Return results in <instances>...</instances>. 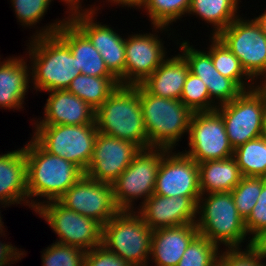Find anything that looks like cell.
Returning a JSON list of instances; mask_svg holds the SVG:
<instances>
[{
  "label": "cell",
  "mask_w": 266,
  "mask_h": 266,
  "mask_svg": "<svg viewBox=\"0 0 266 266\" xmlns=\"http://www.w3.org/2000/svg\"><path fill=\"white\" fill-rule=\"evenodd\" d=\"M67 20L56 21L33 35L29 48L32 83L35 90L53 91L67 89L80 74L70 48L55 34ZM34 38V39H33Z\"/></svg>",
  "instance_id": "1"
},
{
  "label": "cell",
  "mask_w": 266,
  "mask_h": 266,
  "mask_svg": "<svg viewBox=\"0 0 266 266\" xmlns=\"http://www.w3.org/2000/svg\"><path fill=\"white\" fill-rule=\"evenodd\" d=\"M99 133L148 148V136L140 105V84L119 85L95 111Z\"/></svg>",
  "instance_id": "2"
},
{
  "label": "cell",
  "mask_w": 266,
  "mask_h": 266,
  "mask_svg": "<svg viewBox=\"0 0 266 266\" xmlns=\"http://www.w3.org/2000/svg\"><path fill=\"white\" fill-rule=\"evenodd\" d=\"M28 198L58 200L84 172L75 164L45 151L33 138L24 147Z\"/></svg>",
  "instance_id": "3"
},
{
  "label": "cell",
  "mask_w": 266,
  "mask_h": 266,
  "mask_svg": "<svg viewBox=\"0 0 266 266\" xmlns=\"http://www.w3.org/2000/svg\"><path fill=\"white\" fill-rule=\"evenodd\" d=\"M140 105L148 148L171 150L189 132L193 112L180 100L154 96L140 85Z\"/></svg>",
  "instance_id": "4"
},
{
  "label": "cell",
  "mask_w": 266,
  "mask_h": 266,
  "mask_svg": "<svg viewBox=\"0 0 266 266\" xmlns=\"http://www.w3.org/2000/svg\"><path fill=\"white\" fill-rule=\"evenodd\" d=\"M205 195L206 197L201 194L197 203V214L200 213L201 216L196 219L195 224L199 234L217 246L223 243L226 249L241 247L239 245L244 242L248 233L231 192Z\"/></svg>",
  "instance_id": "5"
},
{
  "label": "cell",
  "mask_w": 266,
  "mask_h": 266,
  "mask_svg": "<svg viewBox=\"0 0 266 266\" xmlns=\"http://www.w3.org/2000/svg\"><path fill=\"white\" fill-rule=\"evenodd\" d=\"M136 214L135 211H120L105 223L102 226V246L131 266H148L152 230Z\"/></svg>",
  "instance_id": "6"
},
{
  "label": "cell",
  "mask_w": 266,
  "mask_h": 266,
  "mask_svg": "<svg viewBox=\"0 0 266 266\" xmlns=\"http://www.w3.org/2000/svg\"><path fill=\"white\" fill-rule=\"evenodd\" d=\"M35 128L32 138L45 151L66 159L85 173L98 135L96 124L35 125Z\"/></svg>",
  "instance_id": "7"
},
{
  "label": "cell",
  "mask_w": 266,
  "mask_h": 266,
  "mask_svg": "<svg viewBox=\"0 0 266 266\" xmlns=\"http://www.w3.org/2000/svg\"><path fill=\"white\" fill-rule=\"evenodd\" d=\"M31 200V207L58 235L56 243L89 251L102 245V225L95 219L66 208L58 200L38 202Z\"/></svg>",
  "instance_id": "8"
},
{
  "label": "cell",
  "mask_w": 266,
  "mask_h": 266,
  "mask_svg": "<svg viewBox=\"0 0 266 266\" xmlns=\"http://www.w3.org/2000/svg\"><path fill=\"white\" fill-rule=\"evenodd\" d=\"M164 148L140 149L130 165L112 183L114 200L121 211H133V201L143 199V204L153 195ZM144 197V198H143Z\"/></svg>",
  "instance_id": "9"
},
{
  "label": "cell",
  "mask_w": 266,
  "mask_h": 266,
  "mask_svg": "<svg viewBox=\"0 0 266 266\" xmlns=\"http://www.w3.org/2000/svg\"><path fill=\"white\" fill-rule=\"evenodd\" d=\"M223 118L227 137L233 149L262 134L266 111V92L256 87L242 91L229 103L215 109Z\"/></svg>",
  "instance_id": "10"
},
{
  "label": "cell",
  "mask_w": 266,
  "mask_h": 266,
  "mask_svg": "<svg viewBox=\"0 0 266 266\" xmlns=\"http://www.w3.org/2000/svg\"><path fill=\"white\" fill-rule=\"evenodd\" d=\"M236 18L217 37L239 59L242 68L255 80L266 71V35L256 20Z\"/></svg>",
  "instance_id": "11"
},
{
  "label": "cell",
  "mask_w": 266,
  "mask_h": 266,
  "mask_svg": "<svg viewBox=\"0 0 266 266\" xmlns=\"http://www.w3.org/2000/svg\"><path fill=\"white\" fill-rule=\"evenodd\" d=\"M188 151L183 152L197 163L223 160L233 156L222 116L216 111L194 112L190 121Z\"/></svg>",
  "instance_id": "12"
},
{
  "label": "cell",
  "mask_w": 266,
  "mask_h": 266,
  "mask_svg": "<svg viewBox=\"0 0 266 266\" xmlns=\"http://www.w3.org/2000/svg\"><path fill=\"white\" fill-rule=\"evenodd\" d=\"M97 9H71L68 19L90 40L105 61L108 70L125 85V38L107 25L94 22Z\"/></svg>",
  "instance_id": "13"
},
{
  "label": "cell",
  "mask_w": 266,
  "mask_h": 266,
  "mask_svg": "<svg viewBox=\"0 0 266 266\" xmlns=\"http://www.w3.org/2000/svg\"><path fill=\"white\" fill-rule=\"evenodd\" d=\"M58 201L70 210L95 219L102 226L121 211L114 200L113 185L85 174Z\"/></svg>",
  "instance_id": "14"
},
{
  "label": "cell",
  "mask_w": 266,
  "mask_h": 266,
  "mask_svg": "<svg viewBox=\"0 0 266 266\" xmlns=\"http://www.w3.org/2000/svg\"><path fill=\"white\" fill-rule=\"evenodd\" d=\"M153 194L200 197L198 163L182 152L167 150L161 158Z\"/></svg>",
  "instance_id": "15"
},
{
  "label": "cell",
  "mask_w": 266,
  "mask_h": 266,
  "mask_svg": "<svg viewBox=\"0 0 266 266\" xmlns=\"http://www.w3.org/2000/svg\"><path fill=\"white\" fill-rule=\"evenodd\" d=\"M139 150L129 141L98 132L93 155L84 174L96 181L112 184Z\"/></svg>",
  "instance_id": "16"
},
{
  "label": "cell",
  "mask_w": 266,
  "mask_h": 266,
  "mask_svg": "<svg viewBox=\"0 0 266 266\" xmlns=\"http://www.w3.org/2000/svg\"><path fill=\"white\" fill-rule=\"evenodd\" d=\"M161 40L151 33L134 34L125 39V85L141 84L166 59Z\"/></svg>",
  "instance_id": "17"
},
{
  "label": "cell",
  "mask_w": 266,
  "mask_h": 266,
  "mask_svg": "<svg viewBox=\"0 0 266 266\" xmlns=\"http://www.w3.org/2000/svg\"><path fill=\"white\" fill-rule=\"evenodd\" d=\"M200 197L150 196L138 208L144 222L153 231L159 228L176 227L196 222L197 203Z\"/></svg>",
  "instance_id": "18"
},
{
  "label": "cell",
  "mask_w": 266,
  "mask_h": 266,
  "mask_svg": "<svg viewBox=\"0 0 266 266\" xmlns=\"http://www.w3.org/2000/svg\"><path fill=\"white\" fill-rule=\"evenodd\" d=\"M181 54L189 66V72L199 77L207 86L210 100L223 105L236 98L243 90L232 80L222 76L214 67L211 55L190 46L188 41L180 44ZM215 98V99H214ZM214 99V100H213Z\"/></svg>",
  "instance_id": "19"
},
{
  "label": "cell",
  "mask_w": 266,
  "mask_h": 266,
  "mask_svg": "<svg viewBox=\"0 0 266 266\" xmlns=\"http://www.w3.org/2000/svg\"><path fill=\"white\" fill-rule=\"evenodd\" d=\"M44 117L36 125H88L95 123V110L67 89L49 92Z\"/></svg>",
  "instance_id": "20"
},
{
  "label": "cell",
  "mask_w": 266,
  "mask_h": 266,
  "mask_svg": "<svg viewBox=\"0 0 266 266\" xmlns=\"http://www.w3.org/2000/svg\"><path fill=\"white\" fill-rule=\"evenodd\" d=\"M199 234L195 223L152 231L151 260L156 266H177L190 242Z\"/></svg>",
  "instance_id": "21"
},
{
  "label": "cell",
  "mask_w": 266,
  "mask_h": 266,
  "mask_svg": "<svg viewBox=\"0 0 266 266\" xmlns=\"http://www.w3.org/2000/svg\"><path fill=\"white\" fill-rule=\"evenodd\" d=\"M56 35L70 48L75 57V68L81 74L95 77H115L90 40L66 17Z\"/></svg>",
  "instance_id": "22"
},
{
  "label": "cell",
  "mask_w": 266,
  "mask_h": 266,
  "mask_svg": "<svg viewBox=\"0 0 266 266\" xmlns=\"http://www.w3.org/2000/svg\"><path fill=\"white\" fill-rule=\"evenodd\" d=\"M26 199H28L26 155L23 147L0 155V201L8 207L24 201L22 203L30 207V201Z\"/></svg>",
  "instance_id": "23"
},
{
  "label": "cell",
  "mask_w": 266,
  "mask_h": 266,
  "mask_svg": "<svg viewBox=\"0 0 266 266\" xmlns=\"http://www.w3.org/2000/svg\"><path fill=\"white\" fill-rule=\"evenodd\" d=\"M189 73L185 58L178 54L166 57L161 65L140 85L154 96L180 100Z\"/></svg>",
  "instance_id": "24"
},
{
  "label": "cell",
  "mask_w": 266,
  "mask_h": 266,
  "mask_svg": "<svg viewBox=\"0 0 266 266\" xmlns=\"http://www.w3.org/2000/svg\"><path fill=\"white\" fill-rule=\"evenodd\" d=\"M27 64L20 56L0 62V107L20 109L29 88L30 74Z\"/></svg>",
  "instance_id": "25"
},
{
  "label": "cell",
  "mask_w": 266,
  "mask_h": 266,
  "mask_svg": "<svg viewBox=\"0 0 266 266\" xmlns=\"http://www.w3.org/2000/svg\"><path fill=\"white\" fill-rule=\"evenodd\" d=\"M198 168L201 194L231 192L243 177L233 156L198 163Z\"/></svg>",
  "instance_id": "26"
},
{
  "label": "cell",
  "mask_w": 266,
  "mask_h": 266,
  "mask_svg": "<svg viewBox=\"0 0 266 266\" xmlns=\"http://www.w3.org/2000/svg\"><path fill=\"white\" fill-rule=\"evenodd\" d=\"M239 0H190L188 14L198 15L213 25L212 36H217L236 18ZM216 26V27H215Z\"/></svg>",
  "instance_id": "27"
},
{
  "label": "cell",
  "mask_w": 266,
  "mask_h": 266,
  "mask_svg": "<svg viewBox=\"0 0 266 266\" xmlns=\"http://www.w3.org/2000/svg\"><path fill=\"white\" fill-rule=\"evenodd\" d=\"M119 85L116 77H95L80 73L67 90L96 111Z\"/></svg>",
  "instance_id": "28"
},
{
  "label": "cell",
  "mask_w": 266,
  "mask_h": 266,
  "mask_svg": "<svg viewBox=\"0 0 266 266\" xmlns=\"http://www.w3.org/2000/svg\"><path fill=\"white\" fill-rule=\"evenodd\" d=\"M211 38L212 44L207 52L211 55V59L216 70L222 76L232 79L243 91L253 89L255 87L254 83H252V85L247 84L246 82L250 79V82L254 80L242 68L239 59L217 36H212ZM243 79H245L246 82L243 81Z\"/></svg>",
  "instance_id": "29"
},
{
  "label": "cell",
  "mask_w": 266,
  "mask_h": 266,
  "mask_svg": "<svg viewBox=\"0 0 266 266\" xmlns=\"http://www.w3.org/2000/svg\"><path fill=\"white\" fill-rule=\"evenodd\" d=\"M143 7L155 30H164L188 13L190 0H133L128 7ZM166 27V28H165Z\"/></svg>",
  "instance_id": "30"
},
{
  "label": "cell",
  "mask_w": 266,
  "mask_h": 266,
  "mask_svg": "<svg viewBox=\"0 0 266 266\" xmlns=\"http://www.w3.org/2000/svg\"><path fill=\"white\" fill-rule=\"evenodd\" d=\"M233 157L243 177L266 178V139L262 136L235 148Z\"/></svg>",
  "instance_id": "31"
},
{
  "label": "cell",
  "mask_w": 266,
  "mask_h": 266,
  "mask_svg": "<svg viewBox=\"0 0 266 266\" xmlns=\"http://www.w3.org/2000/svg\"><path fill=\"white\" fill-rule=\"evenodd\" d=\"M219 246L198 234L189 244L177 266H216Z\"/></svg>",
  "instance_id": "32"
},
{
  "label": "cell",
  "mask_w": 266,
  "mask_h": 266,
  "mask_svg": "<svg viewBox=\"0 0 266 266\" xmlns=\"http://www.w3.org/2000/svg\"><path fill=\"white\" fill-rule=\"evenodd\" d=\"M180 101L193 113L210 112L217 108V104H214V102L210 100L205 83L190 72L184 83Z\"/></svg>",
  "instance_id": "33"
},
{
  "label": "cell",
  "mask_w": 266,
  "mask_h": 266,
  "mask_svg": "<svg viewBox=\"0 0 266 266\" xmlns=\"http://www.w3.org/2000/svg\"><path fill=\"white\" fill-rule=\"evenodd\" d=\"M265 177H242L240 182L231 191L238 214L245 220L261 194Z\"/></svg>",
  "instance_id": "34"
},
{
  "label": "cell",
  "mask_w": 266,
  "mask_h": 266,
  "mask_svg": "<svg viewBox=\"0 0 266 266\" xmlns=\"http://www.w3.org/2000/svg\"><path fill=\"white\" fill-rule=\"evenodd\" d=\"M85 253L80 248L55 242L42 253L43 266H84Z\"/></svg>",
  "instance_id": "35"
},
{
  "label": "cell",
  "mask_w": 266,
  "mask_h": 266,
  "mask_svg": "<svg viewBox=\"0 0 266 266\" xmlns=\"http://www.w3.org/2000/svg\"><path fill=\"white\" fill-rule=\"evenodd\" d=\"M16 17L23 26H33L38 23L47 12L52 0H11Z\"/></svg>",
  "instance_id": "36"
},
{
  "label": "cell",
  "mask_w": 266,
  "mask_h": 266,
  "mask_svg": "<svg viewBox=\"0 0 266 266\" xmlns=\"http://www.w3.org/2000/svg\"><path fill=\"white\" fill-rule=\"evenodd\" d=\"M223 253L219 252L218 266H266L261 258L249 247L244 251L240 248L225 249Z\"/></svg>",
  "instance_id": "37"
},
{
  "label": "cell",
  "mask_w": 266,
  "mask_h": 266,
  "mask_svg": "<svg viewBox=\"0 0 266 266\" xmlns=\"http://www.w3.org/2000/svg\"><path fill=\"white\" fill-rule=\"evenodd\" d=\"M244 223L248 235L252 234V236L261 229L266 228V181L263 183L257 203L244 220Z\"/></svg>",
  "instance_id": "38"
},
{
  "label": "cell",
  "mask_w": 266,
  "mask_h": 266,
  "mask_svg": "<svg viewBox=\"0 0 266 266\" xmlns=\"http://www.w3.org/2000/svg\"><path fill=\"white\" fill-rule=\"evenodd\" d=\"M84 266H131L116 254L100 245L86 251Z\"/></svg>",
  "instance_id": "39"
},
{
  "label": "cell",
  "mask_w": 266,
  "mask_h": 266,
  "mask_svg": "<svg viewBox=\"0 0 266 266\" xmlns=\"http://www.w3.org/2000/svg\"><path fill=\"white\" fill-rule=\"evenodd\" d=\"M248 242L247 247L261 259L266 257V228L256 232Z\"/></svg>",
  "instance_id": "40"
},
{
  "label": "cell",
  "mask_w": 266,
  "mask_h": 266,
  "mask_svg": "<svg viewBox=\"0 0 266 266\" xmlns=\"http://www.w3.org/2000/svg\"><path fill=\"white\" fill-rule=\"evenodd\" d=\"M24 254L25 253H23V251L21 252V250H17L15 246H12V244L0 242V265L17 261L21 259Z\"/></svg>",
  "instance_id": "41"
},
{
  "label": "cell",
  "mask_w": 266,
  "mask_h": 266,
  "mask_svg": "<svg viewBox=\"0 0 266 266\" xmlns=\"http://www.w3.org/2000/svg\"><path fill=\"white\" fill-rule=\"evenodd\" d=\"M254 19L260 25L262 32L266 35V11Z\"/></svg>",
  "instance_id": "42"
},
{
  "label": "cell",
  "mask_w": 266,
  "mask_h": 266,
  "mask_svg": "<svg viewBox=\"0 0 266 266\" xmlns=\"http://www.w3.org/2000/svg\"><path fill=\"white\" fill-rule=\"evenodd\" d=\"M63 2H65L66 4H68L69 7H67V8H69V10L76 9V8H80L81 7V4H79L80 3V0H63Z\"/></svg>",
  "instance_id": "43"
},
{
  "label": "cell",
  "mask_w": 266,
  "mask_h": 266,
  "mask_svg": "<svg viewBox=\"0 0 266 266\" xmlns=\"http://www.w3.org/2000/svg\"><path fill=\"white\" fill-rule=\"evenodd\" d=\"M262 80L265 79L264 81H262V84L260 83V85H257L256 88L258 90H261V91H265L266 92V71L262 74ZM264 82V83H263Z\"/></svg>",
  "instance_id": "44"
},
{
  "label": "cell",
  "mask_w": 266,
  "mask_h": 266,
  "mask_svg": "<svg viewBox=\"0 0 266 266\" xmlns=\"http://www.w3.org/2000/svg\"><path fill=\"white\" fill-rule=\"evenodd\" d=\"M261 136L266 139V111L263 118V127H262V134Z\"/></svg>",
  "instance_id": "45"
},
{
  "label": "cell",
  "mask_w": 266,
  "mask_h": 266,
  "mask_svg": "<svg viewBox=\"0 0 266 266\" xmlns=\"http://www.w3.org/2000/svg\"><path fill=\"white\" fill-rule=\"evenodd\" d=\"M132 2L133 0H117V5L129 6Z\"/></svg>",
  "instance_id": "46"
},
{
  "label": "cell",
  "mask_w": 266,
  "mask_h": 266,
  "mask_svg": "<svg viewBox=\"0 0 266 266\" xmlns=\"http://www.w3.org/2000/svg\"><path fill=\"white\" fill-rule=\"evenodd\" d=\"M0 204H1V205L4 204V207H5V205H7V204H5V203H2L1 201H0ZM0 215H1V214H0ZM2 228H4V227H3L2 217H0V233H1L0 235H1V236H2V234H3V233H2V232H3V229H2Z\"/></svg>",
  "instance_id": "47"
},
{
  "label": "cell",
  "mask_w": 266,
  "mask_h": 266,
  "mask_svg": "<svg viewBox=\"0 0 266 266\" xmlns=\"http://www.w3.org/2000/svg\"><path fill=\"white\" fill-rule=\"evenodd\" d=\"M111 1L112 3L117 4V0H108V2Z\"/></svg>",
  "instance_id": "48"
},
{
  "label": "cell",
  "mask_w": 266,
  "mask_h": 266,
  "mask_svg": "<svg viewBox=\"0 0 266 266\" xmlns=\"http://www.w3.org/2000/svg\"><path fill=\"white\" fill-rule=\"evenodd\" d=\"M10 264H11V263H7V264H4V265H0V266H7V265H9V266H10Z\"/></svg>",
  "instance_id": "49"
}]
</instances>
